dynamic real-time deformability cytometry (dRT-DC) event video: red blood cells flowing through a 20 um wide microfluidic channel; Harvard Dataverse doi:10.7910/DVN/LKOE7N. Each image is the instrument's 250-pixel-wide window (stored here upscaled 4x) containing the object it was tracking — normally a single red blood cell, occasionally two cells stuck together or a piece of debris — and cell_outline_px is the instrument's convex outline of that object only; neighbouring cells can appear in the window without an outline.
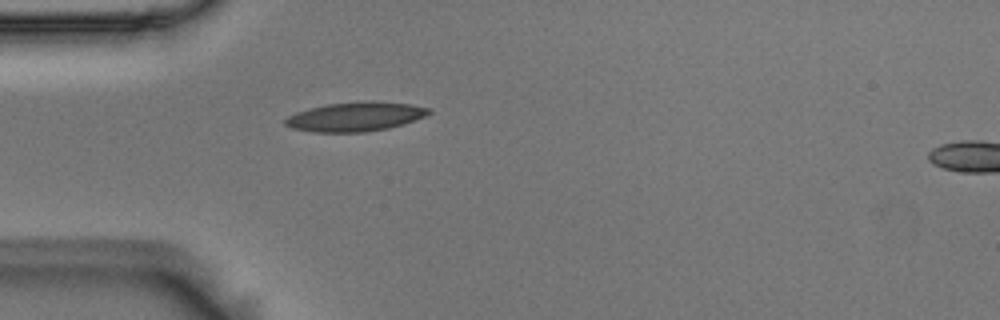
{"species": "Egyptian fruit bat (a non-hibernating species)", "species_latin": "Rousettus aegyptiacus", "temperature_condition": "room temperature", "stored_images_in_passage": 5, "camera_frame_rate_fps": 3000, "um_per_image_px": 0.085, "animal": {"sex": "male"}, "frame": {"image": 1, "passage_image": 1, "time_ms": 0.0, "image_size_px": [1000, 320], "cell_outline_px": [[432, 112], [424, 116], [404, 124], [388, 128], [364, 132], [312, 132], [292, 128], [284, 124], [284, 120], [288, 116], [296, 112], [328, 104], [372, 100], [412, 104], [432, 108]], "centroid_in_image_um": [30.24, 9.91], "position_along_channel_um": 54.8, "area_um2": 24.51}}
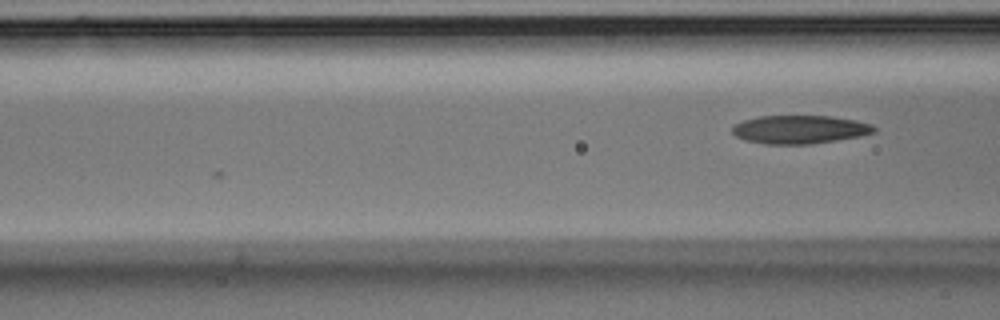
{"frame": {"image": 2, "passage_image": 5, "time_ms": 1.333, "image_size_px": [1000, 320], "cell_outline_px": [[876, 132], [860, 136], [812, 144], [764, 144], [744, 140], [736, 136], [732, 132], [732, 124], [756, 116], [832, 116], [856, 120], [872, 124], [876, 128]], "centroid_in_image_um": [67.96, 11.0], "position_along_channel_um": 98.6, "area_um2": 23.64}}